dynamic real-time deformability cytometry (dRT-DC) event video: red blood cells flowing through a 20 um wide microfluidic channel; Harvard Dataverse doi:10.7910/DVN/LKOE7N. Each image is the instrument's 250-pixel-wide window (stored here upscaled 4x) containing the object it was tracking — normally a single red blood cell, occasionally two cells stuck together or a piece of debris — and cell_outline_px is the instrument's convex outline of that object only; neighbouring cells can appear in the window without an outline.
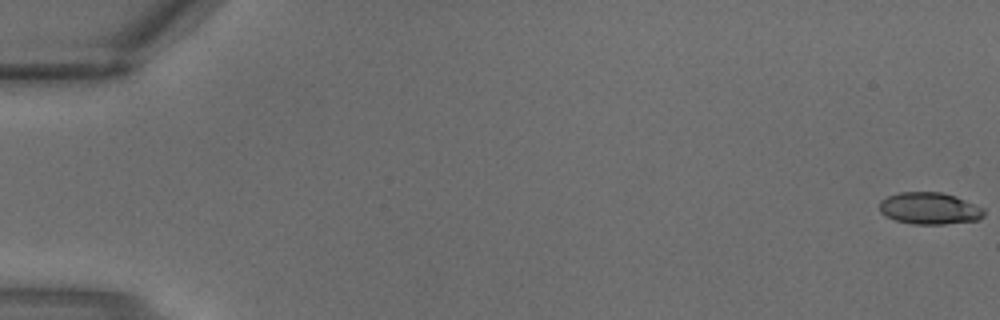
{"species": "common noctule bat (a hibernating species)", "species_latin": "Nyctalus noctula", "temperature_condition": "warm", "stored_images_in_passage": 3, "camera_frame_rate_fps": 3000, "um_per_image_px": 0.085, "animal": {"sex": "male", "body_mass_g": 18.8}, "frame": {"image": 1, "passage_image": 1, "time_ms": 0.0, "image_size_px": [1000, 320], "cell_outline_px": [[984, 216], [980, 220], [944, 224], [912, 224], [896, 220], [884, 216], [880, 212], [880, 200], [888, 196], [900, 192], [940, 192], [956, 196], [984, 208]], "centroid_in_image_um": [79.02, 17.72], "position_along_channel_um": 6.0, "area_um2": 19.54}}
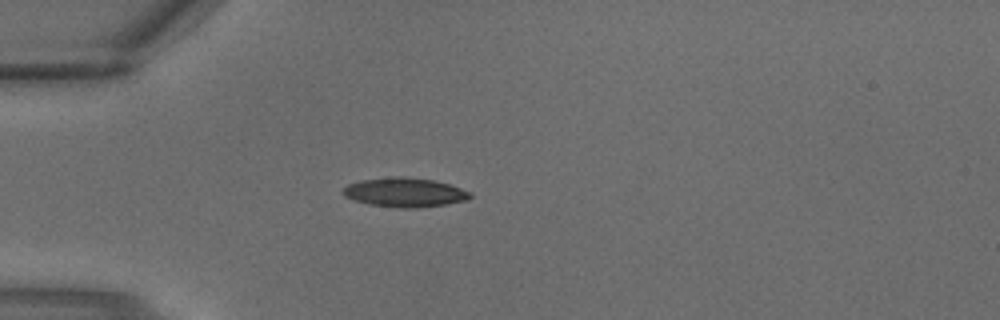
{"frame": {"image": 2, "passage_image": 3, "time_ms": 0.667, "image_size_px": [1000, 320], "cell_outline_px": [[472, 196], [468, 200], [448, 204], [412, 208], [400, 208], [368, 204], [344, 196], [344, 188], [348, 184], [360, 180], [396, 176], [404, 176], [432, 180], [448, 184], [460, 188], [468, 192]], "centroid_in_image_um": [34.4, 16.35], "position_along_channel_um": 50.6, "area_um2": 21.44}}